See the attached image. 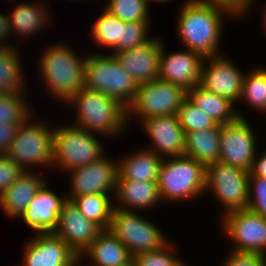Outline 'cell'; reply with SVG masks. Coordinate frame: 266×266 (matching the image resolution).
<instances>
[{"label":"cell","mask_w":266,"mask_h":266,"mask_svg":"<svg viewBox=\"0 0 266 266\" xmlns=\"http://www.w3.org/2000/svg\"><path fill=\"white\" fill-rule=\"evenodd\" d=\"M177 19V35L183 47L212 57L222 54L223 18L235 17L228 9L210 0H187ZM182 40V41H181Z\"/></svg>","instance_id":"1"},{"label":"cell","mask_w":266,"mask_h":266,"mask_svg":"<svg viewBox=\"0 0 266 266\" xmlns=\"http://www.w3.org/2000/svg\"><path fill=\"white\" fill-rule=\"evenodd\" d=\"M11 34L9 16L7 14L0 13V49H6L15 46L14 44L9 46L6 42L7 37ZM6 39V40H5ZM4 40V42H3Z\"/></svg>","instance_id":"43"},{"label":"cell","mask_w":266,"mask_h":266,"mask_svg":"<svg viewBox=\"0 0 266 266\" xmlns=\"http://www.w3.org/2000/svg\"><path fill=\"white\" fill-rule=\"evenodd\" d=\"M90 131L76 125L57 126L53 130V166L68 173L104 156V147Z\"/></svg>","instance_id":"6"},{"label":"cell","mask_w":266,"mask_h":266,"mask_svg":"<svg viewBox=\"0 0 266 266\" xmlns=\"http://www.w3.org/2000/svg\"><path fill=\"white\" fill-rule=\"evenodd\" d=\"M25 242L22 266H71L79 257L53 232L37 233Z\"/></svg>","instance_id":"17"},{"label":"cell","mask_w":266,"mask_h":266,"mask_svg":"<svg viewBox=\"0 0 266 266\" xmlns=\"http://www.w3.org/2000/svg\"><path fill=\"white\" fill-rule=\"evenodd\" d=\"M187 91L160 79L138 85L132 103L126 108L127 121L139 116L140 123L150 117L177 115ZM134 114V115H133Z\"/></svg>","instance_id":"10"},{"label":"cell","mask_w":266,"mask_h":266,"mask_svg":"<svg viewBox=\"0 0 266 266\" xmlns=\"http://www.w3.org/2000/svg\"><path fill=\"white\" fill-rule=\"evenodd\" d=\"M45 182L41 174L32 171V167L30 171H24L0 196V207L5 216L18 219Z\"/></svg>","instance_id":"23"},{"label":"cell","mask_w":266,"mask_h":266,"mask_svg":"<svg viewBox=\"0 0 266 266\" xmlns=\"http://www.w3.org/2000/svg\"><path fill=\"white\" fill-rule=\"evenodd\" d=\"M102 229L88 220L71 200H67L58 216V224L53 231L80 256Z\"/></svg>","instance_id":"18"},{"label":"cell","mask_w":266,"mask_h":266,"mask_svg":"<svg viewBox=\"0 0 266 266\" xmlns=\"http://www.w3.org/2000/svg\"><path fill=\"white\" fill-rule=\"evenodd\" d=\"M154 224L135 211L114 208L108 230L134 256L138 253L158 250L169 241L164 236L165 233Z\"/></svg>","instance_id":"8"},{"label":"cell","mask_w":266,"mask_h":266,"mask_svg":"<svg viewBox=\"0 0 266 266\" xmlns=\"http://www.w3.org/2000/svg\"><path fill=\"white\" fill-rule=\"evenodd\" d=\"M123 158V159H122ZM118 161V179L134 181H156L163 161L154 151L142 148L133 154L122 156Z\"/></svg>","instance_id":"24"},{"label":"cell","mask_w":266,"mask_h":266,"mask_svg":"<svg viewBox=\"0 0 266 266\" xmlns=\"http://www.w3.org/2000/svg\"><path fill=\"white\" fill-rule=\"evenodd\" d=\"M223 231L232 240L230 251L266 255V219L247 209L222 215Z\"/></svg>","instance_id":"11"},{"label":"cell","mask_w":266,"mask_h":266,"mask_svg":"<svg viewBox=\"0 0 266 266\" xmlns=\"http://www.w3.org/2000/svg\"><path fill=\"white\" fill-rule=\"evenodd\" d=\"M46 182L37 191L20 219L32 229V232H53L58 224V216L67 197L58 196L46 186Z\"/></svg>","instance_id":"20"},{"label":"cell","mask_w":266,"mask_h":266,"mask_svg":"<svg viewBox=\"0 0 266 266\" xmlns=\"http://www.w3.org/2000/svg\"><path fill=\"white\" fill-rule=\"evenodd\" d=\"M24 93L0 94V124L18 123L21 125L33 116Z\"/></svg>","instance_id":"32"},{"label":"cell","mask_w":266,"mask_h":266,"mask_svg":"<svg viewBox=\"0 0 266 266\" xmlns=\"http://www.w3.org/2000/svg\"><path fill=\"white\" fill-rule=\"evenodd\" d=\"M177 118L185 133L216 127L218 123L186 97L177 111Z\"/></svg>","instance_id":"34"},{"label":"cell","mask_w":266,"mask_h":266,"mask_svg":"<svg viewBox=\"0 0 266 266\" xmlns=\"http://www.w3.org/2000/svg\"><path fill=\"white\" fill-rule=\"evenodd\" d=\"M66 104L76 108V126L104 137H118L127 126V110L116 99L82 88ZM122 131V132H121ZM114 135V136H113Z\"/></svg>","instance_id":"3"},{"label":"cell","mask_w":266,"mask_h":266,"mask_svg":"<svg viewBox=\"0 0 266 266\" xmlns=\"http://www.w3.org/2000/svg\"><path fill=\"white\" fill-rule=\"evenodd\" d=\"M24 170L5 154H0V196L21 175Z\"/></svg>","instance_id":"38"},{"label":"cell","mask_w":266,"mask_h":266,"mask_svg":"<svg viewBox=\"0 0 266 266\" xmlns=\"http://www.w3.org/2000/svg\"><path fill=\"white\" fill-rule=\"evenodd\" d=\"M221 266H266V255L231 251Z\"/></svg>","instance_id":"39"},{"label":"cell","mask_w":266,"mask_h":266,"mask_svg":"<svg viewBox=\"0 0 266 266\" xmlns=\"http://www.w3.org/2000/svg\"><path fill=\"white\" fill-rule=\"evenodd\" d=\"M264 11L265 12H263V13H265V14H263L264 15V17H263V21H264L263 24L264 25L263 26H264V29L266 30V8L264 9Z\"/></svg>","instance_id":"45"},{"label":"cell","mask_w":266,"mask_h":266,"mask_svg":"<svg viewBox=\"0 0 266 266\" xmlns=\"http://www.w3.org/2000/svg\"><path fill=\"white\" fill-rule=\"evenodd\" d=\"M140 125L152 142L153 147L149 145L146 149L154 151L163 159L184 156L185 131L177 115L150 117L143 120Z\"/></svg>","instance_id":"16"},{"label":"cell","mask_w":266,"mask_h":266,"mask_svg":"<svg viewBox=\"0 0 266 266\" xmlns=\"http://www.w3.org/2000/svg\"><path fill=\"white\" fill-rule=\"evenodd\" d=\"M104 9L125 22H150L149 0H108Z\"/></svg>","instance_id":"33"},{"label":"cell","mask_w":266,"mask_h":266,"mask_svg":"<svg viewBox=\"0 0 266 266\" xmlns=\"http://www.w3.org/2000/svg\"><path fill=\"white\" fill-rule=\"evenodd\" d=\"M16 46L0 49V94L24 93V71Z\"/></svg>","instance_id":"28"},{"label":"cell","mask_w":266,"mask_h":266,"mask_svg":"<svg viewBox=\"0 0 266 266\" xmlns=\"http://www.w3.org/2000/svg\"><path fill=\"white\" fill-rule=\"evenodd\" d=\"M71 191L67 200L73 197L91 194L115 195L118 179V161L107 156L69 171ZM111 193V194H110ZM70 194V195H69Z\"/></svg>","instance_id":"13"},{"label":"cell","mask_w":266,"mask_h":266,"mask_svg":"<svg viewBox=\"0 0 266 266\" xmlns=\"http://www.w3.org/2000/svg\"><path fill=\"white\" fill-rule=\"evenodd\" d=\"M18 123L0 124V154H4L19 128Z\"/></svg>","instance_id":"41"},{"label":"cell","mask_w":266,"mask_h":266,"mask_svg":"<svg viewBox=\"0 0 266 266\" xmlns=\"http://www.w3.org/2000/svg\"><path fill=\"white\" fill-rule=\"evenodd\" d=\"M221 125L185 133L184 156L207 166L219 161Z\"/></svg>","instance_id":"27"},{"label":"cell","mask_w":266,"mask_h":266,"mask_svg":"<svg viewBox=\"0 0 266 266\" xmlns=\"http://www.w3.org/2000/svg\"><path fill=\"white\" fill-rule=\"evenodd\" d=\"M84 77L85 88L106 94L125 108L137 93L138 85L114 55L96 52L86 55Z\"/></svg>","instance_id":"5"},{"label":"cell","mask_w":266,"mask_h":266,"mask_svg":"<svg viewBox=\"0 0 266 266\" xmlns=\"http://www.w3.org/2000/svg\"><path fill=\"white\" fill-rule=\"evenodd\" d=\"M157 185L162 202L189 201L206 193V166L187 156L164 158Z\"/></svg>","instance_id":"4"},{"label":"cell","mask_w":266,"mask_h":266,"mask_svg":"<svg viewBox=\"0 0 266 266\" xmlns=\"http://www.w3.org/2000/svg\"><path fill=\"white\" fill-rule=\"evenodd\" d=\"M249 175V177H260L266 179V150H264L263 153L261 152V155L259 153V156L256 153Z\"/></svg>","instance_id":"42"},{"label":"cell","mask_w":266,"mask_h":266,"mask_svg":"<svg viewBox=\"0 0 266 266\" xmlns=\"http://www.w3.org/2000/svg\"><path fill=\"white\" fill-rule=\"evenodd\" d=\"M83 262V260L81 259V258H77L74 262H73V264L71 265V266H89V265H85L84 263H82ZM82 263V264H81ZM84 264V265H83Z\"/></svg>","instance_id":"44"},{"label":"cell","mask_w":266,"mask_h":266,"mask_svg":"<svg viewBox=\"0 0 266 266\" xmlns=\"http://www.w3.org/2000/svg\"><path fill=\"white\" fill-rule=\"evenodd\" d=\"M71 201L88 220H91L102 230L109 229L114 209L111 195H82L73 197Z\"/></svg>","instance_id":"29"},{"label":"cell","mask_w":266,"mask_h":266,"mask_svg":"<svg viewBox=\"0 0 266 266\" xmlns=\"http://www.w3.org/2000/svg\"><path fill=\"white\" fill-rule=\"evenodd\" d=\"M45 2L41 3H21L11 10L8 14L10 22V32L16 33L19 36L27 38L35 33H40L43 28L49 25L48 20L50 13L47 11V6L44 5ZM45 26V27H44Z\"/></svg>","instance_id":"25"},{"label":"cell","mask_w":266,"mask_h":266,"mask_svg":"<svg viewBox=\"0 0 266 266\" xmlns=\"http://www.w3.org/2000/svg\"><path fill=\"white\" fill-rule=\"evenodd\" d=\"M114 197V208L126 211H145L161 203L156 181L117 180Z\"/></svg>","instance_id":"22"},{"label":"cell","mask_w":266,"mask_h":266,"mask_svg":"<svg viewBox=\"0 0 266 266\" xmlns=\"http://www.w3.org/2000/svg\"><path fill=\"white\" fill-rule=\"evenodd\" d=\"M266 114V68H255L244 75L240 102Z\"/></svg>","instance_id":"30"},{"label":"cell","mask_w":266,"mask_h":266,"mask_svg":"<svg viewBox=\"0 0 266 266\" xmlns=\"http://www.w3.org/2000/svg\"><path fill=\"white\" fill-rule=\"evenodd\" d=\"M249 171L220 161L206 166L205 192H212L224 205L223 215L247 209L249 203Z\"/></svg>","instance_id":"9"},{"label":"cell","mask_w":266,"mask_h":266,"mask_svg":"<svg viewBox=\"0 0 266 266\" xmlns=\"http://www.w3.org/2000/svg\"><path fill=\"white\" fill-rule=\"evenodd\" d=\"M149 1H152V0H149ZM168 1H172V0H153L152 2L164 3V2H168Z\"/></svg>","instance_id":"46"},{"label":"cell","mask_w":266,"mask_h":266,"mask_svg":"<svg viewBox=\"0 0 266 266\" xmlns=\"http://www.w3.org/2000/svg\"><path fill=\"white\" fill-rule=\"evenodd\" d=\"M246 118L221 125L219 161L250 171L256 156L257 137Z\"/></svg>","instance_id":"12"},{"label":"cell","mask_w":266,"mask_h":266,"mask_svg":"<svg viewBox=\"0 0 266 266\" xmlns=\"http://www.w3.org/2000/svg\"><path fill=\"white\" fill-rule=\"evenodd\" d=\"M187 97L220 125L232 122L237 117L244 118V115H241L240 111L236 109V105L228 98L204 90L199 85L187 91Z\"/></svg>","instance_id":"26"},{"label":"cell","mask_w":266,"mask_h":266,"mask_svg":"<svg viewBox=\"0 0 266 266\" xmlns=\"http://www.w3.org/2000/svg\"><path fill=\"white\" fill-rule=\"evenodd\" d=\"M247 208L266 219V179L249 177V203Z\"/></svg>","instance_id":"37"},{"label":"cell","mask_w":266,"mask_h":266,"mask_svg":"<svg viewBox=\"0 0 266 266\" xmlns=\"http://www.w3.org/2000/svg\"><path fill=\"white\" fill-rule=\"evenodd\" d=\"M175 248L174 243L168 241L158 250L134 255L133 264L135 266H187L186 262L175 256V250H173Z\"/></svg>","instance_id":"35"},{"label":"cell","mask_w":266,"mask_h":266,"mask_svg":"<svg viewBox=\"0 0 266 266\" xmlns=\"http://www.w3.org/2000/svg\"><path fill=\"white\" fill-rule=\"evenodd\" d=\"M232 61L223 54L204 57L199 86L236 104L240 102L245 73Z\"/></svg>","instance_id":"14"},{"label":"cell","mask_w":266,"mask_h":266,"mask_svg":"<svg viewBox=\"0 0 266 266\" xmlns=\"http://www.w3.org/2000/svg\"><path fill=\"white\" fill-rule=\"evenodd\" d=\"M159 38H152L141 46L113 54L137 85L158 79L159 56L163 44L162 38Z\"/></svg>","instance_id":"19"},{"label":"cell","mask_w":266,"mask_h":266,"mask_svg":"<svg viewBox=\"0 0 266 266\" xmlns=\"http://www.w3.org/2000/svg\"><path fill=\"white\" fill-rule=\"evenodd\" d=\"M30 119L32 116L19 126L4 154L24 171H29V166L33 165L52 167L54 128L42 121L31 123Z\"/></svg>","instance_id":"7"},{"label":"cell","mask_w":266,"mask_h":266,"mask_svg":"<svg viewBox=\"0 0 266 266\" xmlns=\"http://www.w3.org/2000/svg\"><path fill=\"white\" fill-rule=\"evenodd\" d=\"M150 22H125L122 26L121 42L113 49L116 52L132 49L149 42Z\"/></svg>","instance_id":"36"},{"label":"cell","mask_w":266,"mask_h":266,"mask_svg":"<svg viewBox=\"0 0 266 266\" xmlns=\"http://www.w3.org/2000/svg\"><path fill=\"white\" fill-rule=\"evenodd\" d=\"M64 43L43 51L39 62L41 80L54 99L67 103L85 87V61ZM56 97V98H55Z\"/></svg>","instance_id":"2"},{"label":"cell","mask_w":266,"mask_h":266,"mask_svg":"<svg viewBox=\"0 0 266 266\" xmlns=\"http://www.w3.org/2000/svg\"><path fill=\"white\" fill-rule=\"evenodd\" d=\"M122 26L124 21L104 9L93 23L90 35L100 47H109L113 50L121 42Z\"/></svg>","instance_id":"31"},{"label":"cell","mask_w":266,"mask_h":266,"mask_svg":"<svg viewBox=\"0 0 266 266\" xmlns=\"http://www.w3.org/2000/svg\"><path fill=\"white\" fill-rule=\"evenodd\" d=\"M164 47L163 42L159 56L158 79L178 85L186 91L199 85L204 57L186 48L166 54Z\"/></svg>","instance_id":"15"},{"label":"cell","mask_w":266,"mask_h":266,"mask_svg":"<svg viewBox=\"0 0 266 266\" xmlns=\"http://www.w3.org/2000/svg\"><path fill=\"white\" fill-rule=\"evenodd\" d=\"M79 258L84 263L88 258L89 266H129L133 262L129 250L108 229L102 230Z\"/></svg>","instance_id":"21"},{"label":"cell","mask_w":266,"mask_h":266,"mask_svg":"<svg viewBox=\"0 0 266 266\" xmlns=\"http://www.w3.org/2000/svg\"><path fill=\"white\" fill-rule=\"evenodd\" d=\"M213 1L220 6L228 9L235 18H240L241 16L244 17V15H247L246 13L248 10L251 9L252 3H254L255 0H210Z\"/></svg>","instance_id":"40"}]
</instances>
